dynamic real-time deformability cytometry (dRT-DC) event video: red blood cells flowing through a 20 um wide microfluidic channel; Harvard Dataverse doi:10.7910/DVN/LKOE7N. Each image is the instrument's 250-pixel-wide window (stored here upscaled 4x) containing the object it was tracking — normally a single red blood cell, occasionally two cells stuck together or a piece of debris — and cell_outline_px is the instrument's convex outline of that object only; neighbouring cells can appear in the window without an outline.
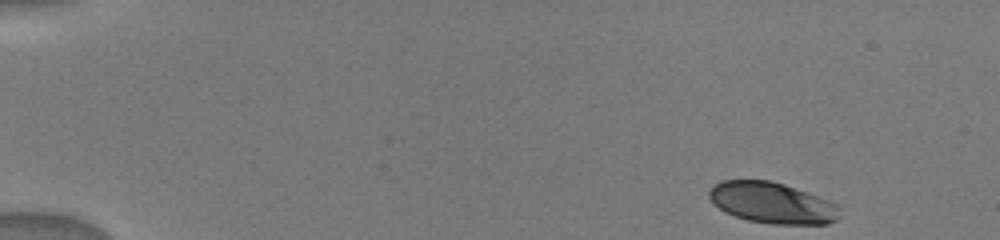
{"species": "human", "species_latin": "Homo sapiens", "temperature_condition": "warm", "stored_images_in_passage": 9, "camera_frame_rate_fps": 3000, "um_per_image_px": 0.085, "donor": {"sex": "male"}, "frame": {"image": 1, "passage_image": 1, "time_ms": 0.0, "image_size_px": [1000, 240], "cell_outline_px": [[840, 208], [836, 220], [828, 224], [772, 224], [748, 220], [724, 212], [712, 204], [708, 196], [708, 192], [712, 184], [720, 180], [772, 180], [784, 184], [828, 200], [836, 204]], "centroid_in_image_um": [65.57, 17.23], "position_along_channel_um": 19.4, "area_um2": 31.39}}
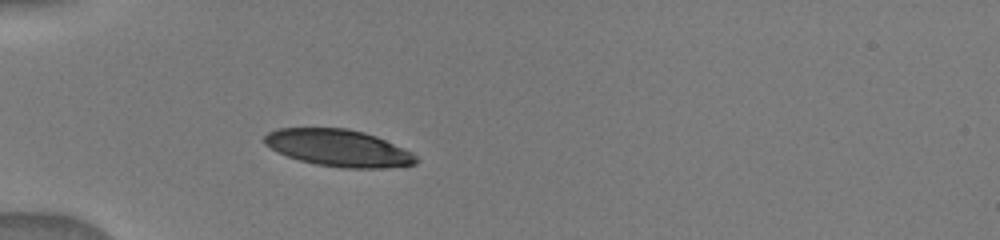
{"frame": {"image": 2, "passage_image": 7, "time_ms": 3.667, "image_size_px": [1000, 240], "cell_outline_px": [[420, 160], [416, 164], [384, 168], [344, 168], [316, 164], [300, 160], [276, 152], [264, 144], [264, 136], [268, 132], [276, 128], [348, 128], [364, 132], [376, 136], [404, 148], [412, 152]], "centroid_in_image_um": [28.77, 12.58], "position_along_channel_um": 56.2, "area_um2": 32.77}}
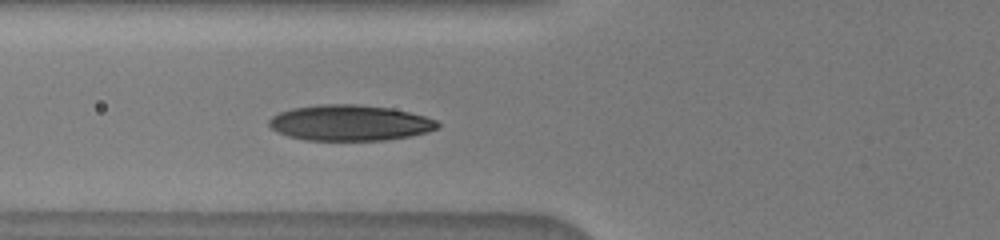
{"frame": {"image": 3, "passage_image": 9, "time_ms": 5.0, "image_size_px": [1000, 240], "cell_outline_px": [[440, 128], [428, 132], [412, 136], [384, 140], [304, 140], [288, 136], [276, 132], [268, 124], [268, 120], [272, 116], [280, 112], [292, 108], [320, 104], [356, 104], [392, 108], [424, 116], [436, 120], [440, 124]], "centroid_in_image_um": [29.74, 10.44], "position_along_channel_um": 96.1, "area_um2": 35.32}}